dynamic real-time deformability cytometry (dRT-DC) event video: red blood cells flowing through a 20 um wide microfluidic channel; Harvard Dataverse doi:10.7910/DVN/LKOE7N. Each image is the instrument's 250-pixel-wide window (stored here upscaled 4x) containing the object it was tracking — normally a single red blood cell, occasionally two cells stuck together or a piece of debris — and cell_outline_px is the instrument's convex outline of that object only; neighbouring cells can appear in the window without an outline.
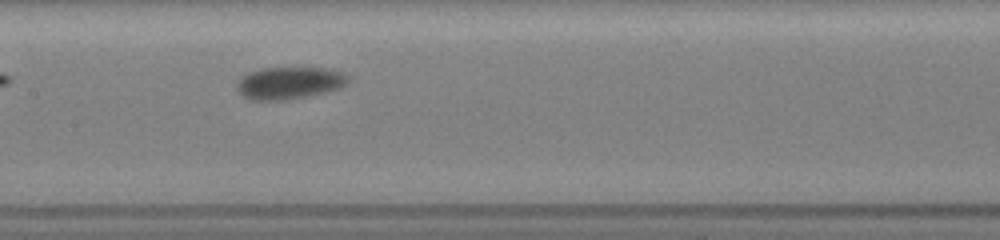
{"species": "common noctule bat (a hibernating species)", "species_latin": "Nyctalus noctula", "temperature_condition": "room temperature", "stored_images_in_passage": 17, "camera_frame_rate_fps": 3000, "um_per_image_px": 0.085, "animal": {"sex": "female", "body_mass_g": 19.5, "forearm_length_mm": 54.1}, "frame": {"image": 1, "passage_image": 12, "time_ms": 4.333, "image_size_px": [1000, 240], "cell_outline_px": [[348, 84], [340, 88], [304, 96], [284, 100], [252, 100], [244, 96], [236, 88], [236, 84], [244, 76], [252, 72], [264, 68], [324, 68], [340, 72], [348, 76]], "centroid_in_image_um": [24.6, 7.05], "position_along_channel_um": 182.8, "area_um2": 20.35}}
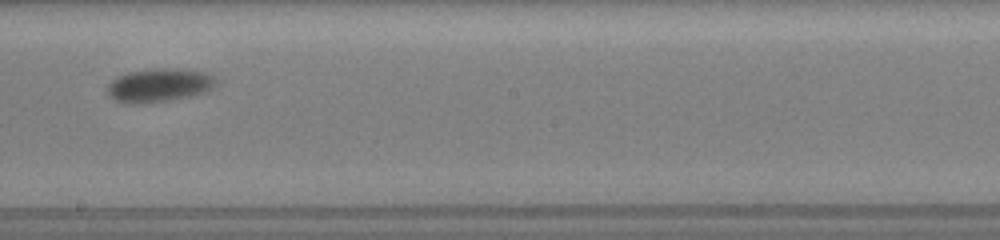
{"frame": {"image": 2, "passage_image": 15, "time_ms": 5.667, "image_size_px": [1000, 240], "cell_outline_px": [[216, 80], [212, 88], [204, 92], [188, 96], [168, 100], [132, 104], [128, 104], [116, 100], [108, 96], [104, 88], [116, 76], [132, 72], [156, 68], [172, 68], [208, 72]], "centroid_in_image_um": [13.47, 7.24], "position_along_channel_um": 234.7, "area_um2": 21.1}}